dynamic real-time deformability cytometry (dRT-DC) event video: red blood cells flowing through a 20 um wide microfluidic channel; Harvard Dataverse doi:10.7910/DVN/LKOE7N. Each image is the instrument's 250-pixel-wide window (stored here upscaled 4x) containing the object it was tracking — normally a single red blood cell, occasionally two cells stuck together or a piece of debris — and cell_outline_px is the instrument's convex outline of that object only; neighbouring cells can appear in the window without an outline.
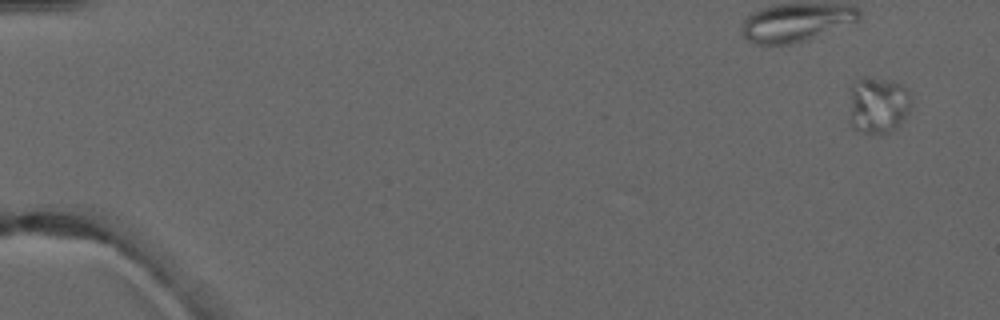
{"species": "common noctule bat (a hibernating species)", "species_latin": "Nyctalus noctula", "temperature_condition": "warm", "stored_images_in_passage": 6, "segment_of_instrument_passage": [1, 2], "camera_frame_rate_fps": 3000, "um_per_image_px": 0.085, "animal": {"sex": "male", "forearm_length_mm": 52.5}, "frame": {"image": 1, "passage_image": 1, "time_ms": 0.0, "image_size_px": [1000, 320], "cell_outline_px": [[908, 112], [900, 124], [888, 132], [864, 132], [852, 128], [852, 88], [856, 80], [864, 76], [868, 76], [888, 80], [900, 84], [904, 88], [908, 96]], "centroid_in_image_um": [74.63, 8.91], "position_along_channel_um": 10.4, "area_um2": 19.42}}
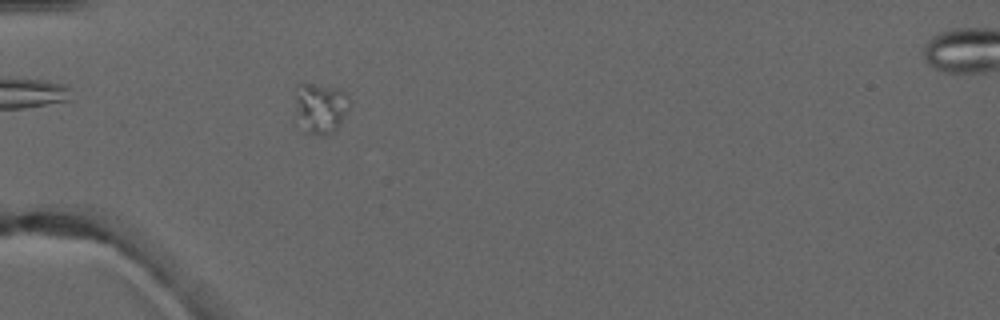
{"frame": {"image": 2, "passage_image": 5, "time_ms": 4.667, "image_size_px": [1000, 320], "cell_outline_px": [[352, 100], [336, 128], [332, 132], [320, 136], [304, 132], [296, 104], [296, 96], [300, 84], [312, 84], [344, 88]], "centroid_in_image_um": [27.31, 9.15], "position_along_channel_um": 57.7, "area_um2": 15.66}}